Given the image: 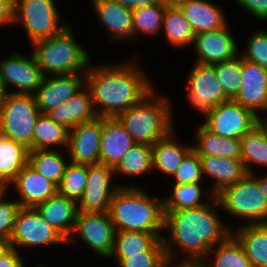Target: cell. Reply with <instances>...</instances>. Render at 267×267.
Masks as SVG:
<instances>
[{
  "instance_id": "obj_11",
  "label": "cell",
  "mask_w": 267,
  "mask_h": 267,
  "mask_svg": "<svg viewBox=\"0 0 267 267\" xmlns=\"http://www.w3.org/2000/svg\"><path fill=\"white\" fill-rule=\"evenodd\" d=\"M187 79L188 102L201 112L204 118L214 107L230 100L218 82L214 64L195 62Z\"/></svg>"
},
{
  "instance_id": "obj_34",
  "label": "cell",
  "mask_w": 267,
  "mask_h": 267,
  "mask_svg": "<svg viewBox=\"0 0 267 267\" xmlns=\"http://www.w3.org/2000/svg\"><path fill=\"white\" fill-rule=\"evenodd\" d=\"M64 157L61 151L55 149L33 150L29 151L28 163L38 173L58 186L69 164L65 162Z\"/></svg>"
},
{
  "instance_id": "obj_55",
  "label": "cell",
  "mask_w": 267,
  "mask_h": 267,
  "mask_svg": "<svg viewBox=\"0 0 267 267\" xmlns=\"http://www.w3.org/2000/svg\"><path fill=\"white\" fill-rule=\"evenodd\" d=\"M37 267H46V265H41V264H40V266L37 265Z\"/></svg>"
},
{
  "instance_id": "obj_47",
  "label": "cell",
  "mask_w": 267,
  "mask_h": 267,
  "mask_svg": "<svg viewBox=\"0 0 267 267\" xmlns=\"http://www.w3.org/2000/svg\"><path fill=\"white\" fill-rule=\"evenodd\" d=\"M15 0H0V26L14 22Z\"/></svg>"
},
{
  "instance_id": "obj_48",
  "label": "cell",
  "mask_w": 267,
  "mask_h": 267,
  "mask_svg": "<svg viewBox=\"0 0 267 267\" xmlns=\"http://www.w3.org/2000/svg\"><path fill=\"white\" fill-rule=\"evenodd\" d=\"M115 1H117L122 6L129 8L131 10L159 3L158 0H115Z\"/></svg>"
},
{
  "instance_id": "obj_51",
  "label": "cell",
  "mask_w": 267,
  "mask_h": 267,
  "mask_svg": "<svg viewBox=\"0 0 267 267\" xmlns=\"http://www.w3.org/2000/svg\"><path fill=\"white\" fill-rule=\"evenodd\" d=\"M10 91L4 86V84L0 81V117L2 113V108L5 104L6 98Z\"/></svg>"
},
{
  "instance_id": "obj_17",
  "label": "cell",
  "mask_w": 267,
  "mask_h": 267,
  "mask_svg": "<svg viewBox=\"0 0 267 267\" xmlns=\"http://www.w3.org/2000/svg\"><path fill=\"white\" fill-rule=\"evenodd\" d=\"M228 24L220 29L196 34L194 50L198 54L196 63L215 64L232 60L238 56V48Z\"/></svg>"
},
{
  "instance_id": "obj_25",
  "label": "cell",
  "mask_w": 267,
  "mask_h": 267,
  "mask_svg": "<svg viewBox=\"0 0 267 267\" xmlns=\"http://www.w3.org/2000/svg\"><path fill=\"white\" fill-rule=\"evenodd\" d=\"M210 2L207 0H185L178 6L195 35L220 29L228 23L224 11L220 9L221 7Z\"/></svg>"
},
{
  "instance_id": "obj_14",
  "label": "cell",
  "mask_w": 267,
  "mask_h": 267,
  "mask_svg": "<svg viewBox=\"0 0 267 267\" xmlns=\"http://www.w3.org/2000/svg\"><path fill=\"white\" fill-rule=\"evenodd\" d=\"M116 175L112 167L105 164L88 165V179L84 194L79 200L78 211L86 213H107L112 196L120 188L116 183L111 187L110 180Z\"/></svg>"
},
{
  "instance_id": "obj_38",
  "label": "cell",
  "mask_w": 267,
  "mask_h": 267,
  "mask_svg": "<svg viewBox=\"0 0 267 267\" xmlns=\"http://www.w3.org/2000/svg\"><path fill=\"white\" fill-rule=\"evenodd\" d=\"M167 6L156 3L133 10V40L140 35H155L162 30L163 15Z\"/></svg>"
},
{
  "instance_id": "obj_12",
  "label": "cell",
  "mask_w": 267,
  "mask_h": 267,
  "mask_svg": "<svg viewBox=\"0 0 267 267\" xmlns=\"http://www.w3.org/2000/svg\"><path fill=\"white\" fill-rule=\"evenodd\" d=\"M205 119L210 131L232 139H241L257 125V116L233 99L214 107Z\"/></svg>"
},
{
  "instance_id": "obj_20",
  "label": "cell",
  "mask_w": 267,
  "mask_h": 267,
  "mask_svg": "<svg viewBox=\"0 0 267 267\" xmlns=\"http://www.w3.org/2000/svg\"><path fill=\"white\" fill-rule=\"evenodd\" d=\"M136 143L116 117H102L100 163L113 169Z\"/></svg>"
},
{
  "instance_id": "obj_2",
  "label": "cell",
  "mask_w": 267,
  "mask_h": 267,
  "mask_svg": "<svg viewBox=\"0 0 267 267\" xmlns=\"http://www.w3.org/2000/svg\"><path fill=\"white\" fill-rule=\"evenodd\" d=\"M137 61L106 66L89 65L85 85L98 117H116L140 102L154 87Z\"/></svg>"
},
{
  "instance_id": "obj_28",
  "label": "cell",
  "mask_w": 267,
  "mask_h": 267,
  "mask_svg": "<svg viewBox=\"0 0 267 267\" xmlns=\"http://www.w3.org/2000/svg\"><path fill=\"white\" fill-rule=\"evenodd\" d=\"M174 131L175 129L152 145L153 170H159L166 176H173L185 156L193 149L192 145H181L174 140Z\"/></svg>"
},
{
  "instance_id": "obj_30",
  "label": "cell",
  "mask_w": 267,
  "mask_h": 267,
  "mask_svg": "<svg viewBox=\"0 0 267 267\" xmlns=\"http://www.w3.org/2000/svg\"><path fill=\"white\" fill-rule=\"evenodd\" d=\"M28 160L29 149L25 145L0 135V186L8 190Z\"/></svg>"
},
{
  "instance_id": "obj_19",
  "label": "cell",
  "mask_w": 267,
  "mask_h": 267,
  "mask_svg": "<svg viewBox=\"0 0 267 267\" xmlns=\"http://www.w3.org/2000/svg\"><path fill=\"white\" fill-rule=\"evenodd\" d=\"M18 192L21 207L34 208L57 193V186L27 163L10 183Z\"/></svg>"
},
{
  "instance_id": "obj_29",
  "label": "cell",
  "mask_w": 267,
  "mask_h": 267,
  "mask_svg": "<svg viewBox=\"0 0 267 267\" xmlns=\"http://www.w3.org/2000/svg\"><path fill=\"white\" fill-rule=\"evenodd\" d=\"M193 150L199 156H217L230 159H241V140L222 137L210 131L204 124L198 127L195 134Z\"/></svg>"
},
{
  "instance_id": "obj_42",
  "label": "cell",
  "mask_w": 267,
  "mask_h": 267,
  "mask_svg": "<svg viewBox=\"0 0 267 267\" xmlns=\"http://www.w3.org/2000/svg\"><path fill=\"white\" fill-rule=\"evenodd\" d=\"M172 177L175 180L174 184L201 183V180L204 179L201 160L193 149L185 156Z\"/></svg>"
},
{
  "instance_id": "obj_45",
  "label": "cell",
  "mask_w": 267,
  "mask_h": 267,
  "mask_svg": "<svg viewBox=\"0 0 267 267\" xmlns=\"http://www.w3.org/2000/svg\"><path fill=\"white\" fill-rule=\"evenodd\" d=\"M239 6L246 9L259 21H267V0H235Z\"/></svg>"
},
{
  "instance_id": "obj_39",
  "label": "cell",
  "mask_w": 267,
  "mask_h": 267,
  "mask_svg": "<svg viewBox=\"0 0 267 267\" xmlns=\"http://www.w3.org/2000/svg\"><path fill=\"white\" fill-rule=\"evenodd\" d=\"M87 179L88 165L69 162L64 176L57 186V193L78 203L84 194Z\"/></svg>"
},
{
  "instance_id": "obj_46",
  "label": "cell",
  "mask_w": 267,
  "mask_h": 267,
  "mask_svg": "<svg viewBox=\"0 0 267 267\" xmlns=\"http://www.w3.org/2000/svg\"><path fill=\"white\" fill-rule=\"evenodd\" d=\"M24 259L14 248H9L0 256V267H25Z\"/></svg>"
},
{
  "instance_id": "obj_44",
  "label": "cell",
  "mask_w": 267,
  "mask_h": 267,
  "mask_svg": "<svg viewBox=\"0 0 267 267\" xmlns=\"http://www.w3.org/2000/svg\"><path fill=\"white\" fill-rule=\"evenodd\" d=\"M6 189L0 192V239L10 241L16 216L21 209L17 201L3 199Z\"/></svg>"
},
{
  "instance_id": "obj_16",
  "label": "cell",
  "mask_w": 267,
  "mask_h": 267,
  "mask_svg": "<svg viewBox=\"0 0 267 267\" xmlns=\"http://www.w3.org/2000/svg\"><path fill=\"white\" fill-rule=\"evenodd\" d=\"M83 74L45 76L41 86L34 93L40 113L46 114L82 89L85 86Z\"/></svg>"
},
{
  "instance_id": "obj_15",
  "label": "cell",
  "mask_w": 267,
  "mask_h": 267,
  "mask_svg": "<svg viewBox=\"0 0 267 267\" xmlns=\"http://www.w3.org/2000/svg\"><path fill=\"white\" fill-rule=\"evenodd\" d=\"M102 117L76 125L69 130L67 147L73 164L100 163Z\"/></svg>"
},
{
  "instance_id": "obj_26",
  "label": "cell",
  "mask_w": 267,
  "mask_h": 267,
  "mask_svg": "<svg viewBox=\"0 0 267 267\" xmlns=\"http://www.w3.org/2000/svg\"><path fill=\"white\" fill-rule=\"evenodd\" d=\"M232 234L242 245L252 267H267V223L234 226Z\"/></svg>"
},
{
  "instance_id": "obj_7",
  "label": "cell",
  "mask_w": 267,
  "mask_h": 267,
  "mask_svg": "<svg viewBox=\"0 0 267 267\" xmlns=\"http://www.w3.org/2000/svg\"><path fill=\"white\" fill-rule=\"evenodd\" d=\"M39 115L34 94L9 93L0 117V135L32 151L33 133Z\"/></svg>"
},
{
  "instance_id": "obj_37",
  "label": "cell",
  "mask_w": 267,
  "mask_h": 267,
  "mask_svg": "<svg viewBox=\"0 0 267 267\" xmlns=\"http://www.w3.org/2000/svg\"><path fill=\"white\" fill-rule=\"evenodd\" d=\"M153 170L152 146L135 144L114 168V173L127 176L146 175Z\"/></svg>"
},
{
  "instance_id": "obj_9",
  "label": "cell",
  "mask_w": 267,
  "mask_h": 267,
  "mask_svg": "<svg viewBox=\"0 0 267 267\" xmlns=\"http://www.w3.org/2000/svg\"><path fill=\"white\" fill-rule=\"evenodd\" d=\"M115 233L116 229L108 212L86 213L78 211L73 233L67 243L73 244L74 241L78 242L76 238H80L95 254L109 258L114 248Z\"/></svg>"
},
{
  "instance_id": "obj_40",
  "label": "cell",
  "mask_w": 267,
  "mask_h": 267,
  "mask_svg": "<svg viewBox=\"0 0 267 267\" xmlns=\"http://www.w3.org/2000/svg\"><path fill=\"white\" fill-rule=\"evenodd\" d=\"M214 69L225 95L234 99L241 88L242 57L238 55L232 60L215 63Z\"/></svg>"
},
{
  "instance_id": "obj_33",
  "label": "cell",
  "mask_w": 267,
  "mask_h": 267,
  "mask_svg": "<svg viewBox=\"0 0 267 267\" xmlns=\"http://www.w3.org/2000/svg\"><path fill=\"white\" fill-rule=\"evenodd\" d=\"M202 191L200 183L174 184L172 194L167 198L163 197V211L197 208L206 205L215 197L210 191L205 192L207 197H202Z\"/></svg>"
},
{
  "instance_id": "obj_8",
  "label": "cell",
  "mask_w": 267,
  "mask_h": 267,
  "mask_svg": "<svg viewBox=\"0 0 267 267\" xmlns=\"http://www.w3.org/2000/svg\"><path fill=\"white\" fill-rule=\"evenodd\" d=\"M54 0H15L14 23H22L30 42L61 33L68 23L60 20ZM59 19V20H58Z\"/></svg>"
},
{
  "instance_id": "obj_54",
  "label": "cell",
  "mask_w": 267,
  "mask_h": 267,
  "mask_svg": "<svg viewBox=\"0 0 267 267\" xmlns=\"http://www.w3.org/2000/svg\"><path fill=\"white\" fill-rule=\"evenodd\" d=\"M10 248V244L8 241L0 239V256Z\"/></svg>"
},
{
  "instance_id": "obj_6",
  "label": "cell",
  "mask_w": 267,
  "mask_h": 267,
  "mask_svg": "<svg viewBox=\"0 0 267 267\" xmlns=\"http://www.w3.org/2000/svg\"><path fill=\"white\" fill-rule=\"evenodd\" d=\"M216 197L224 211L247 220L246 224L267 223V200L251 174L224 188Z\"/></svg>"
},
{
  "instance_id": "obj_31",
  "label": "cell",
  "mask_w": 267,
  "mask_h": 267,
  "mask_svg": "<svg viewBox=\"0 0 267 267\" xmlns=\"http://www.w3.org/2000/svg\"><path fill=\"white\" fill-rule=\"evenodd\" d=\"M162 29L167 42L176 48L194 44L196 35L178 6L166 7Z\"/></svg>"
},
{
  "instance_id": "obj_23",
  "label": "cell",
  "mask_w": 267,
  "mask_h": 267,
  "mask_svg": "<svg viewBox=\"0 0 267 267\" xmlns=\"http://www.w3.org/2000/svg\"><path fill=\"white\" fill-rule=\"evenodd\" d=\"M67 241L73 233L78 213L76 201L59 193L34 207Z\"/></svg>"
},
{
  "instance_id": "obj_53",
  "label": "cell",
  "mask_w": 267,
  "mask_h": 267,
  "mask_svg": "<svg viewBox=\"0 0 267 267\" xmlns=\"http://www.w3.org/2000/svg\"><path fill=\"white\" fill-rule=\"evenodd\" d=\"M158 1L167 7H176L179 6L185 0H158Z\"/></svg>"
},
{
  "instance_id": "obj_50",
  "label": "cell",
  "mask_w": 267,
  "mask_h": 267,
  "mask_svg": "<svg viewBox=\"0 0 267 267\" xmlns=\"http://www.w3.org/2000/svg\"><path fill=\"white\" fill-rule=\"evenodd\" d=\"M254 174L256 173H253L251 175L257 180L259 187L262 193L265 195L266 200H267V175L265 177L264 175L257 177V175H254Z\"/></svg>"
},
{
  "instance_id": "obj_5",
  "label": "cell",
  "mask_w": 267,
  "mask_h": 267,
  "mask_svg": "<svg viewBox=\"0 0 267 267\" xmlns=\"http://www.w3.org/2000/svg\"><path fill=\"white\" fill-rule=\"evenodd\" d=\"M32 47L45 76L86 73L91 61L89 53L76 42L70 25L56 36L34 42Z\"/></svg>"
},
{
  "instance_id": "obj_21",
  "label": "cell",
  "mask_w": 267,
  "mask_h": 267,
  "mask_svg": "<svg viewBox=\"0 0 267 267\" xmlns=\"http://www.w3.org/2000/svg\"><path fill=\"white\" fill-rule=\"evenodd\" d=\"M91 3L98 20L113 38L111 40L133 41V10L115 0H92Z\"/></svg>"
},
{
  "instance_id": "obj_3",
  "label": "cell",
  "mask_w": 267,
  "mask_h": 267,
  "mask_svg": "<svg viewBox=\"0 0 267 267\" xmlns=\"http://www.w3.org/2000/svg\"><path fill=\"white\" fill-rule=\"evenodd\" d=\"M108 214L116 231L164 230L163 198L151 197L137 185H121L112 196Z\"/></svg>"
},
{
  "instance_id": "obj_22",
  "label": "cell",
  "mask_w": 267,
  "mask_h": 267,
  "mask_svg": "<svg viewBox=\"0 0 267 267\" xmlns=\"http://www.w3.org/2000/svg\"><path fill=\"white\" fill-rule=\"evenodd\" d=\"M46 114L69 130L98 117L93 106L91 91L86 85L66 102L59 104Z\"/></svg>"
},
{
  "instance_id": "obj_4",
  "label": "cell",
  "mask_w": 267,
  "mask_h": 267,
  "mask_svg": "<svg viewBox=\"0 0 267 267\" xmlns=\"http://www.w3.org/2000/svg\"><path fill=\"white\" fill-rule=\"evenodd\" d=\"M154 91L116 116L136 144L152 146L174 128L170 99Z\"/></svg>"
},
{
  "instance_id": "obj_41",
  "label": "cell",
  "mask_w": 267,
  "mask_h": 267,
  "mask_svg": "<svg viewBox=\"0 0 267 267\" xmlns=\"http://www.w3.org/2000/svg\"><path fill=\"white\" fill-rule=\"evenodd\" d=\"M246 51L239 55L267 70V31L257 30L248 37Z\"/></svg>"
},
{
  "instance_id": "obj_43",
  "label": "cell",
  "mask_w": 267,
  "mask_h": 267,
  "mask_svg": "<svg viewBox=\"0 0 267 267\" xmlns=\"http://www.w3.org/2000/svg\"><path fill=\"white\" fill-rule=\"evenodd\" d=\"M114 259L119 267H163L168 260L165 251H146Z\"/></svg>"
},
{
  "instance_id": "obj_49",
  "label": "cell",
  "mask_w": 267,
  "mask_h": 267,
  "mask_svg": "<svg viewBox=\"0 0 267 267\" xmlns=\"http://www.w3.org/2000/svg\"><path fill=\"white\" fill-rule=\"evenodd\" d=\"M173 263V264H172ZM163 267H204L201 261H179L174 264V260H167Z\"/></svg>"
},
{
  "instance_id": "obj_32",
  "label": "cell",
  "mask_w": 267,
  "mask_h": 267,
  "mask_svg": "<svg viewBox=\"0 0 267 267\" xmlns=\"http://www.w3.org/2000/svg\"><path fill=\"white\" fill-rule=\"evenodd\" d=\"M68 137L69 129L40 113L34 128L32 151L51 150V146L67 147Z\"/></svg>"
},
{
  "instance_id": "obj_36",
  "label": "cell",
  "mask_w": 267,
  "mask_h": 267,
  "mask_svg": "<svg viewBox=\"0 0 267 267\" xmlns=\"http://www.w3.org/2000/svg\"><path fill=\"white\" fill-rule=\"evenodd\" d=\"M241 160L248 174L255 173L251 164L267 167V138L258 125H255L241 139Z\"/></svg>"
},
{
  "instance_id": "obj_56",
  "label": "cell",
  "mask_w": 267,
  "mask_h": 267,
  "mask_svg": "<svg viewBox=\"0 0 267 267\" xmlns=\"http://www.w3.org/2000/svg\"><path fill=\"white\" fill-rule=\"evenodd\" d=\"M3 190H4V188L0 186V192L3 191Z\"/></svg>"
},
{
  "instance_id": "obj_10",
  "label": "cell",
  "mask_w": 267,
  "mask_h": 267,
  "mask_svg": "<svg viewBox=\"0 0 267 267\" xmlns=\"http://www.w3.org/2000/svg\"><path fill=\"white\" fill-rule=\"evenodd\" d=\"M10 247H34L67 244V240L56 231L35 208L21 207L9 241Z\"/></svg>"
},
{
  "instance_id": "obj_13",
  "label": "cell",
  "mask_w": 267,
  "mask_h": 267,
  "mask_svg": "<svg viewBox=\"0 0 267 267\" xmlns=\"http://www.w3.org/2000/svg\"><path fill=\"white\" fill-rule=\"evenodd\" d=\"M45 75L38 66L34 56L12 53L8 58L0 60V81L9 91V86L15 87L10 93L34 94L41 86Z\"/></svg>"
},
{
  "instance_id": "obj_35",
  "label": "cell",
  "mask_w": 267,
  "mask_h": 267,
  "mask_svg": "<svg viewBox=\"0 0 267 267\" xmlns=\"http://www.w3.org/2000/svg\"><path fill=\"white\" fill-rule=\"evenodd\" d=\"M211 253L215 254L214 260H212L214 262L209 264L206 261H202L204 267H252L242 245L233 234L213 247L208 256Z\"/></svg>"
},
{
  "instance_id": "obj_52",
  "label": "cell",
  "mask_w": 267,
  "mask_h": 267,
  "mask_svg": "<svg viewBox=\"0 0 267 267\" xmlns=\"http://www.w3.org/2000/svg\"><path fill=\"white\" fill-rule=\"evenodd\" d=\"M260 116L261 115L257 116V125L263 131V133L265 134V136L267 138V118L262 120V118H260Z\"/></svg>"
},
{
  "instance_id": "obj_1",
  "label": "cell",
  "mask_w": 267,
  "mask_h": 267,
  "mask_svg": "<svg viewBox=\"0 0 267 267\" xmlns=\"http://www.w3.org/2000/svg\"><path fill=\"white\" fill-rule=\"evenodd\" d=\"M215 206L221 207L216 196L204 206L164 211V230L171 232L169 240L162 237L168 260L176 262L179 247L187 255L182 261H207L209 251L232 234L233 227L224 225Z\"/></svg>"
},
{
  "instance_id": "obj_24",
  "label": "cell",
  "mask_w": 267,
  "mask_h": 267,
  "mask_svg": "<svg viewBox=\"0 0 267 267\" xmlns=\"http://www.w3.org/2000/svg\"><path fill=\"white\" fill-rule=\"evenodd\" d=\"M202 174L213 178L209 191L216 196L224 188L242 180L248 173L241 159H230L217 156H199Z\"/></svg>"
},
{
  "instance_id": "obj_27",
  "label": "cell",
  "mask_w": 267,
  "mask_h": 267,
  "mask_svg": "<svg viewBox=\"0 0 267 267\" xmlns=\"http://www.w3.org/2000/svg\"><path fill=\"white\" fill-rule=\"evenodd\" d=\"M162 237L161 233L116 231L114 248L109 258H126L146 251H165Z\"/></svg>"
},
{
  "instance_id": "obj_18",
  "label": "cell",
  "mask_w": 267,
  "mask_h": 267,
  "mask_svg": "<svg viewBox=\"0 0 267 267\" xmlns=\"http://www.w3.org/2000/svg\"><path fill=\"white\" fill-rule=\"evenodd\" d=\"M233 100L256 116L267 112V70L242 58L241 88Z\"/></svg>"
}]
</instances>
